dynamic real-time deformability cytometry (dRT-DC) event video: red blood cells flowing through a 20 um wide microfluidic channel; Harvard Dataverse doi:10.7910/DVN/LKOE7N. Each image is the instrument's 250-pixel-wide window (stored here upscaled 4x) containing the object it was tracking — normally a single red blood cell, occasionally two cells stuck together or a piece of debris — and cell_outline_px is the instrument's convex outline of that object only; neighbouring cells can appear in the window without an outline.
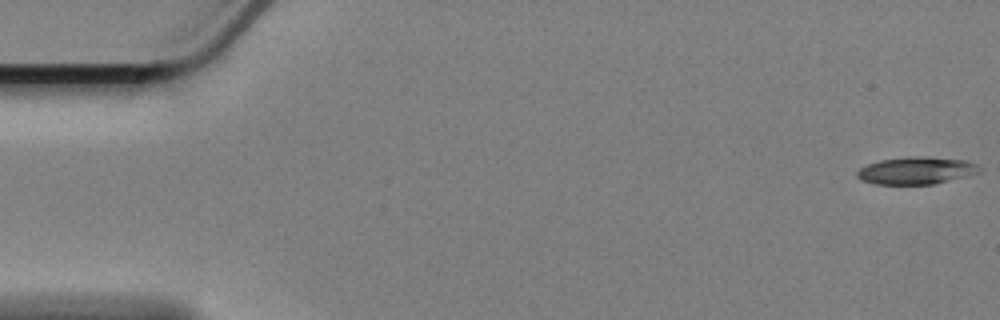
{"species": "Egyptian fruit bat (a non-hibernating species)", "species_latin": "Rousettus aegyptiacus", "temperature_condition": "cold", "stored_images_in_passage": 14, "camera_frame_rate_fps": 3000, "um_per_image_px": 0.085, "animal": {"sex": "female"}, "frame": {"image": 1, "passage_image": 1, "time_ms": 0.0, "image_size_px": [1000, 320], "cell_outline_px": [[984, 168], [980, 172], [932, 184], [876, 184], [860, 180], [856, 176], [856, 172], [860, 168], [868, 164], [880, 160], [908, 156], [928, 156], [964, 160], [976, 164]], "centroid_in_image_um": [77.87, 14.48], "position_along_channel_um": 7.1, "area_um2": 19.48}}
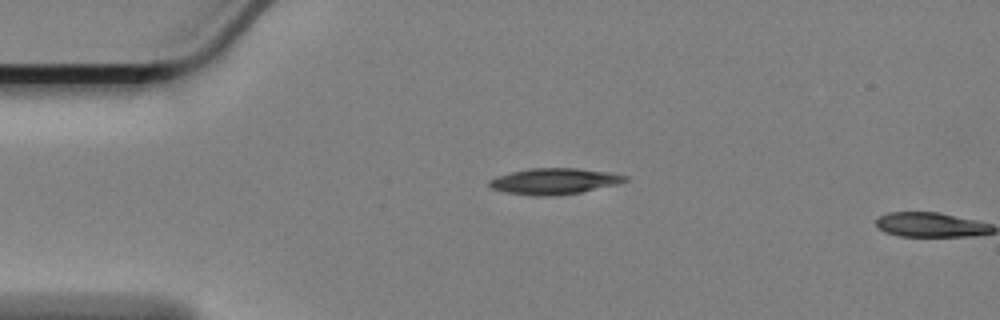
{"frame": {"image": 2, "passage_image": 13, "time_ms": 4.0, "image_size_px": [1000, 320], "cell_outline_px": [[628, 180], [616, 184], [580, 192], [504, 192], [492, 188], [488, 184], [488, 180], [496, 176], [528, 168], [576, 168], [608, 172], [628, 176]], "centroid_in_image_um": [47.14, 15.33], "position_along_channel_um": 37.9, "area_um2": 19.19}}